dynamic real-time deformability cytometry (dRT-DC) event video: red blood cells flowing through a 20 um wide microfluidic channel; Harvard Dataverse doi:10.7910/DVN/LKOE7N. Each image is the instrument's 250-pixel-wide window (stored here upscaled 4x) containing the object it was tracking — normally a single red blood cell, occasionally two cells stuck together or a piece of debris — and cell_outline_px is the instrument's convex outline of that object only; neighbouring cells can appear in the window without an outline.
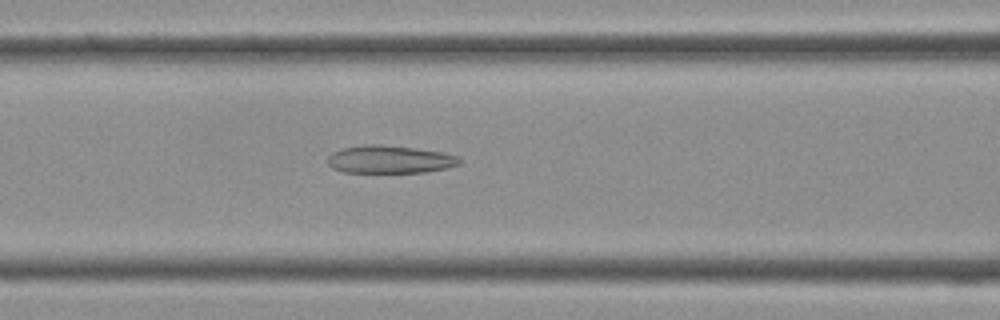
{"species": "Egyptian fruit bat (a non-hibernating species)", "species_latin": "Rousettus aegyptiacus", "temperature_condition": "cold", "stored_images_in_passage": 34, "camera_frame_rate_fps": 3000, "um_per_image_px": 0.085, "frame": {"image": 1, "passage_image": 11, "time_ms": 3.333, "image_size_px": [1000, 320], "cell_outline_px": [[460, 164], [444, 168], [424, 172], [344, 172], [332, 168], [328, 164], [328, 156], [332, 152], [340, 148], [364, 144], [380, 144], [412, 148], [440, 152], [456, 156], [460, 160]], "centroid_in_image_um": [33.05, 13.54], "position_along_channel_um": 133.6, "area_um2": 21.15}}
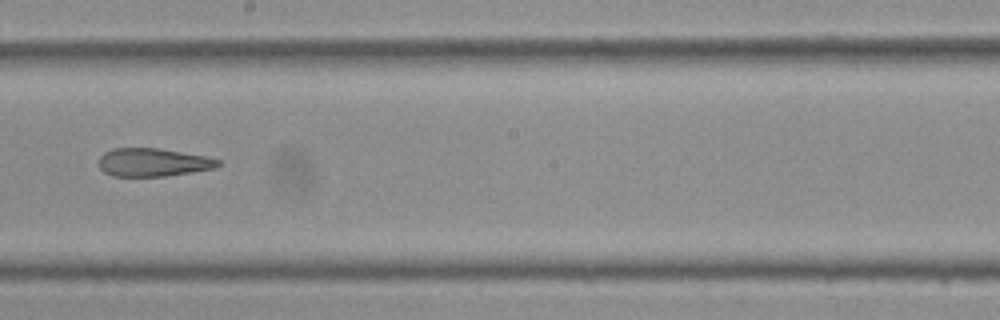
{"frame": {"image": 2, "passage_image": 17, "time_ms": 5.333, "image_size_px": [1000, 320], "cell_outline_px": [[220, 164], [216, 168], [168, 176], [112, 176], [104, 172], [100, 168], [100, 156], [104, 152], [112, 148], [160, 148], [204, 156], [220, 160]], "centroid_in_image_um": [13.0, 13.8], "position_along_channel_um": 235.2, "area_um2": 19.59}}
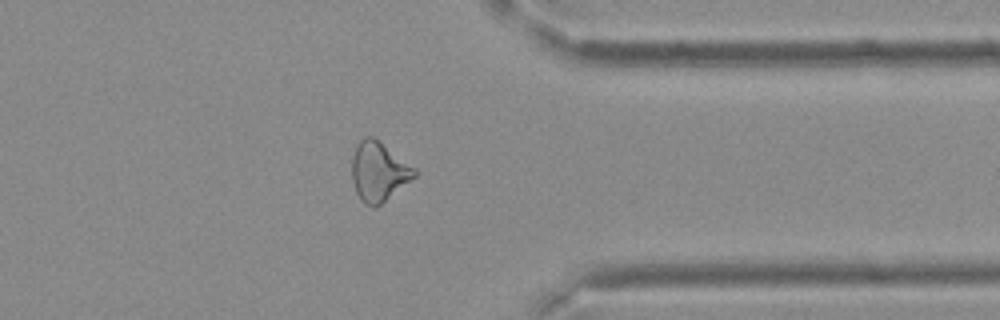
{"frame": {"image": 3, "passage_image": 26, "time_ms": 8.333, "image_size_px": [1000, 320], "cell_outline_px": [[416, 176], [376, 208], [372, 208], [364, 204], [360, 200], [356, 192], [352, 180], [352, 156], [356, 144], [364, 136], [372, 136], [416, 168]], "centroid_in_image_um": [32.16, 14.6], "position_along_channel_um": 379.2, "area_um2": 21.68}}